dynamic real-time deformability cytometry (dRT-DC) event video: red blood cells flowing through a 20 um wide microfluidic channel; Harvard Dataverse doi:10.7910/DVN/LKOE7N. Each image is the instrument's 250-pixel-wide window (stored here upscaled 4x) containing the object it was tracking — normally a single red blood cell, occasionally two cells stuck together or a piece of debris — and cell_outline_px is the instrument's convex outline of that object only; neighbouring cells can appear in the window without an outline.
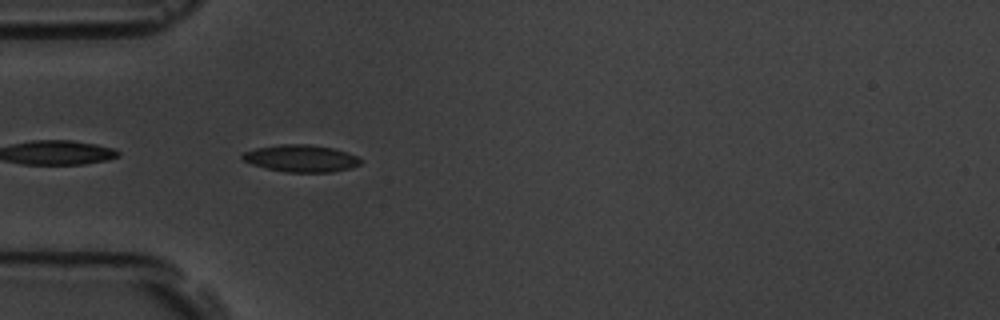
{"species": "common noctule bat (a hibernating species)", "species_latin": "Nyctalus noctula", "temperature_condition": "room temperature", "stored_images_in_passage": 4, "camera_frame_rate_fps": 3000, "um_per_image_px": 0.085, "animal": {"sex": "male", "body_mass_g": 19.5, "forearm_length_mm": 54.6}, "frame": {"image": 1, "passage_image": 4, "time_ms": 4.333, "image_size_px": [1000, 320], "cell_outline_px": [[360, 164], [352, 168], [332, 172], [284, 172], [252, 164], [244, 160], [240, 156], [244, 152], [256, 148], [280, 144], [308, 144], [336, 148], [356, 156], [360, 160]], "centroid_in_image_um": [25.6, 13.46], "position_along_channel_um": 59.4, "area_um2": 18.61}}